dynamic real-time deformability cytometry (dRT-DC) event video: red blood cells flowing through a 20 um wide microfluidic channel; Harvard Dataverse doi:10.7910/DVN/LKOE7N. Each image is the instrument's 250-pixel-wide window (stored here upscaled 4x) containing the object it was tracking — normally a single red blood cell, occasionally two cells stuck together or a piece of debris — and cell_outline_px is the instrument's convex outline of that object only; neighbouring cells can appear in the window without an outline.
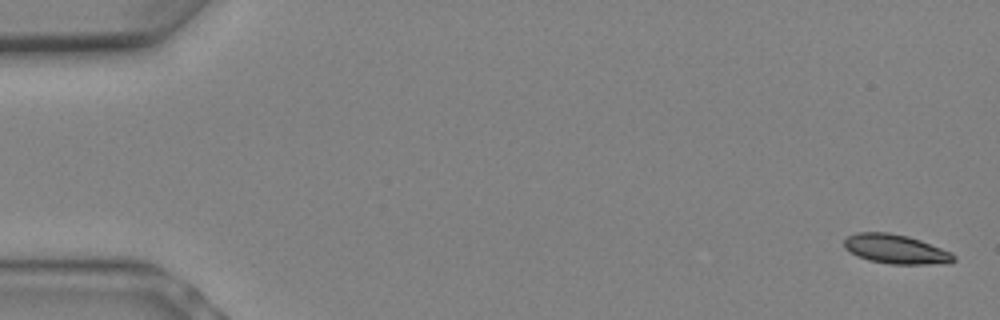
{"species": "Egyptian fruit bat (a non-hibernating species)", "species_latin": "Rousettus aegyptiacus", "temperature_condition": "warm", "stored_images_in_passage": 7, "camera_frame_rate_fps": 3000, "um_per_image_px": 0.085, "animal": {"sex": "female"}, "frame": {"image": 1, "passage_image": 1, "time_ms": 0.0, "image_size_px": [1000, 320], "cell_outline_px": [[956, 260], [952, 264], [892, 264], [868, 260], [844, 248], [844, 240], [848, 236], [856, 232], [888, 232], [908, 236], [920, 240], [940, 248], [956, 256]], "centroid_in_image_um": [76.16, 21.18], "position_along_channel_um": 8.8, "area_um2": 18.61}}
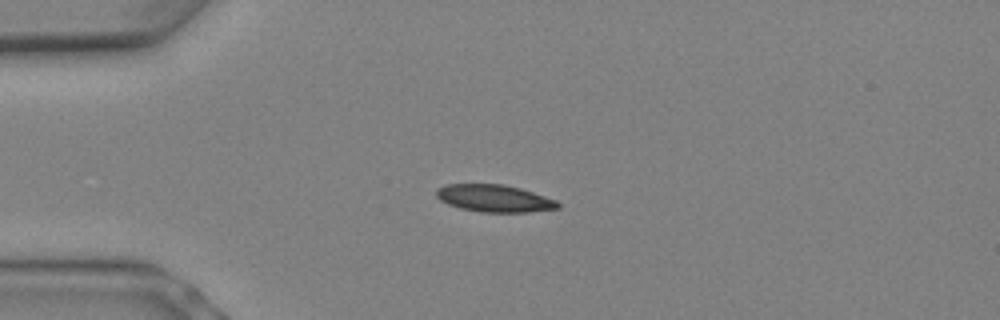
{"frame": {"image": 2, "passage_image": 6, "time_ms": 1.667, "image_size_px": [1000, 320], "cell_outline_px": [[560, 208], [528, 212], [480, 212], [460, 208], [448, 204], [440, 200], [436, 196], [436, 188], [444, 184], [504, 184], [520, 188], [556, 200], [560, 204]], "centroid_in_image_um": [41.99, 16.85], "position_along_channel_um": 43.0, "area_um2": 19.36}}